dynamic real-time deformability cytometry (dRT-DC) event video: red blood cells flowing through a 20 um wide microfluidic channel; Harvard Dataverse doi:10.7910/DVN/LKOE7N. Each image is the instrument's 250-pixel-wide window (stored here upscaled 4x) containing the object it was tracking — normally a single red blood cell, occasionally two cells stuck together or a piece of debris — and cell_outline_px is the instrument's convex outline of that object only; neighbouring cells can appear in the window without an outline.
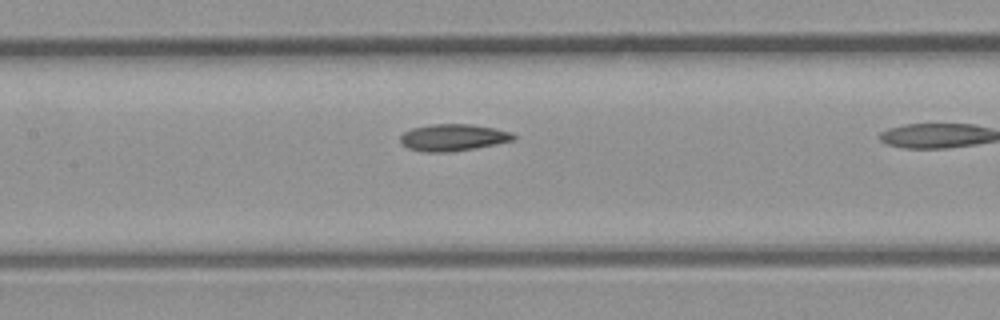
{"species": "common noctule bat (a hibernating species)", "species_latin": "Nyctalus noctula", "temperature_condition": "room temperature", "stored_images_in_passage": 10, "camera_frame_rate_fps": 3000, "um_per_image_px": 0.085, "animal": {"sex": "male", "body_mass_g": 23.1, "forearm_length_mm": 52.7}, "frame": {"image": 1, "passage_image": 9, "time_ms": 2.667, "image_size_px": [1000, 320], "cell_outline_px": [[516, 140], [496, 144], [452, 152], [424, 152], [408, 148], [400, 140], [400, 136], [404, 132], [412, 128], [432, 124], [472, 124], [512, 132], [516, 136]], "centroid_in_image_um": [38.53, 11.69], "position_along_channel_um": 168.9, "area_um2": 17.69}}